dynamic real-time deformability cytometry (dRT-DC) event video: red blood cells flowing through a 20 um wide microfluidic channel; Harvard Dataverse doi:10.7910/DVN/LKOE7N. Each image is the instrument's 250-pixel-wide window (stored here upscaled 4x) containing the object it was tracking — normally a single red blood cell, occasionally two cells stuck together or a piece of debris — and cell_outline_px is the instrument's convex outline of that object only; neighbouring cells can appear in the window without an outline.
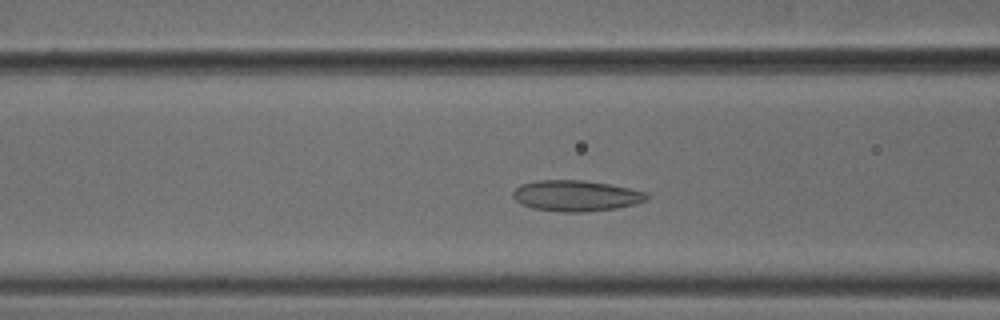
{"species": "common noctule bat (a hibernating species)", "species_latin": "Nyctalus noctula", "temperature_condition": "cold", "stored_images_in_passage": 47, "camera_frame_rate_fps": 3000, "um_per_image_px": 0.085, "animal": {"sex": "male", "body_mass_g": 18.8}, "frame": {"image": 1, "passage_image": 15, "time_ms": 4.667, "image_size_px": [1000, 320], "cell_outline_px": [[648, 200], [636, 204], [616, 208], [588, 212], [564, 212], [532, 208], [520, 204], [512, 196], [512, 192], [520, 184], [536, 180], [584, 180], [608, 184], [628, 188], [644, 192], [648, 196]], "centroid_in_image_um": [48.93, 16.64], "position_along_channel_um": 117.7, "area_um2": 24.16}}
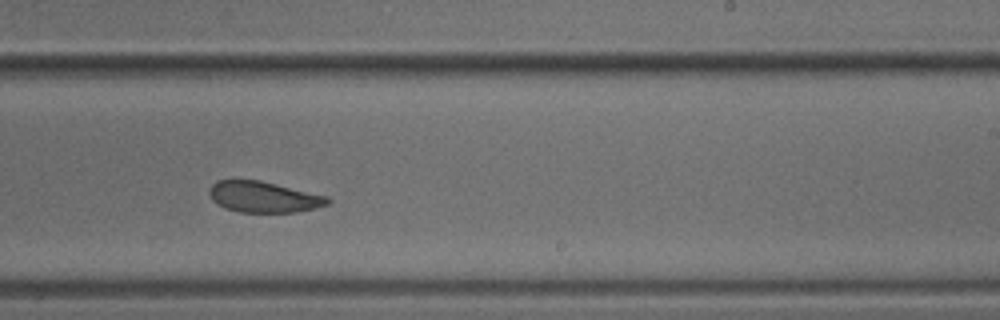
{"frame": {"image": 2, "passage_image": 27, "time_ms": 8.667, "image_size_px": [1000, 320], "cell_outline_px": [[332, 200], [328, 204], [316, 208], [296, 212], [240, 212], [224, 208], [216, 204], [212, 200], [208, 192], [208, 188], [216, 180], [260, 180], [328, 196]], "centroid_in_image_um": [22.39, 16.74], "position_along_channel_um": 266.6, "area_um2": 21.56}}
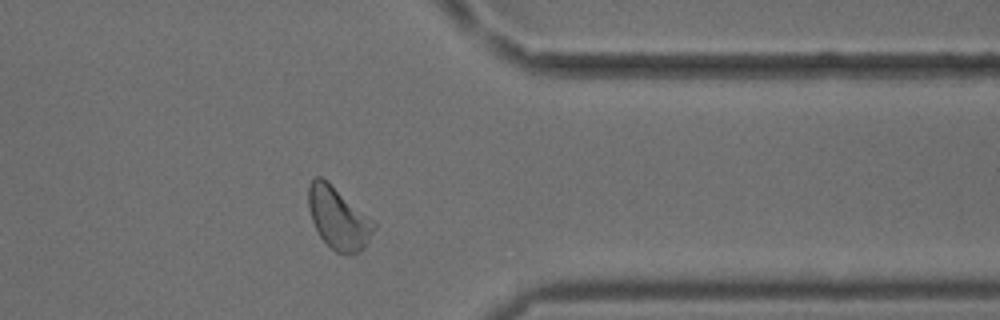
{"frame": {"image": 3, "passage_image": 37, "time_ms": 12.0, "image_size_px": [1000, 320], "cell_outline_px": [[376, 228], [364, 248], [356, 252], [336, 252], [320, 236], [312, 220], [308, 208], [308, 184], [316, 176], [320, 176], [376, 220]], "centroid_in_image_um": [28.78, 18.51], "position_along_channel_um": 382.6, "area_um2": 23.47}, "authors_computed_cell_mechanics": {"area_um2": 23.5246, "velocity_mm_per_s": 3.725, "shape_relaxation_time_tau1_ms": null, "shape_relaxation_time_tau2_ms": 4.1562, "deformation_change_tau1": null, "deformation_change_tau2": 0.0951}}